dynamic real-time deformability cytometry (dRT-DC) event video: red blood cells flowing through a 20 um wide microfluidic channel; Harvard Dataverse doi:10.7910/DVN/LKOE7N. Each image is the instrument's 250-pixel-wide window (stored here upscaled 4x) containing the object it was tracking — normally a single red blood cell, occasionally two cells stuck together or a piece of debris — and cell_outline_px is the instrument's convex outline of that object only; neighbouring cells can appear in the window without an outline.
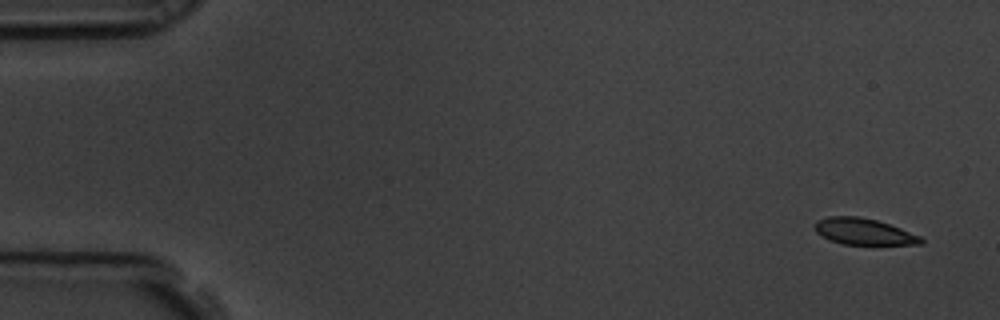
{"species": "common noctule bat (a hibernating species)", "species_latin": "Nyctalus noctula", "temperature_condition": "room temperature", "stored_images_in_passage": 6, "camera_frame_rate_fps": 3000, "um_per_image_px": 0.085, "animal": {"sex": "male", "body_mass_g": 19.5, "forearm_length_mm": 54.6}, "frame": {"image": 1, "passage_image": 1, "time_ms": 0.0, "image_size_px": [1000, 320], "cell_outline_px": [[924, 244], [840, 244], [828, 240], [816, 232], [816, 220], [828, 216], [860, 216], [876, 220], [900, 228], [920, 236], [924, 240]], "centroid_in_image_um": [73.39, 19.68], "position_along_channel_um": 11.6, "area_um2": 16.24}}
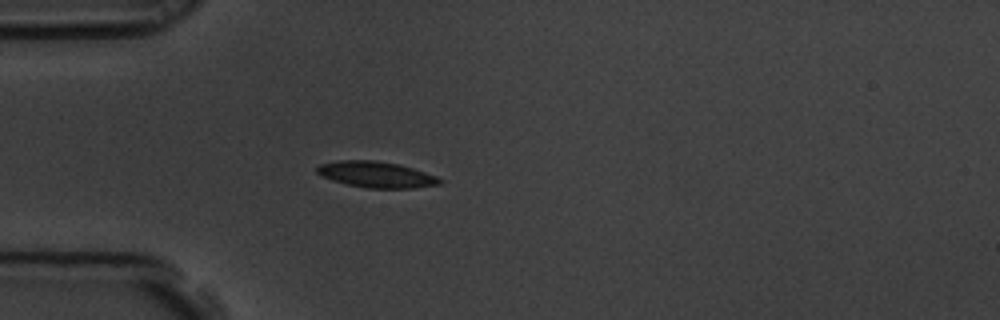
{"frame": {"image": 2, "passage_image": 5, "time_ms": 1.333, "image_size_px": [1000, 320], "cell_outline_px": [[444, 180], [440, 184], [416, 188], [368, 188], [348, 184], [332, 180], [320, 176], [316, 172], [316, 168], [320, 164], [336, 160], [372, 160], [400, 164], [436, 176]], "centroid_in_image_um": [31.97, 14.83], "position_along_channel_um": 53.0, "area_um2": 18.67}}